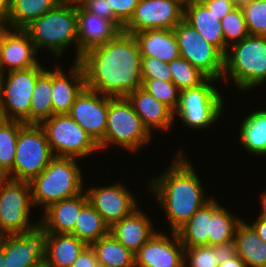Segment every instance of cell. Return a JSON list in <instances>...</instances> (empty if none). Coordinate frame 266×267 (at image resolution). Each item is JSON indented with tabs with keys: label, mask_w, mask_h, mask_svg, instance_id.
Listing matches in <instances>:
<instances>
[{
	"label": "cell",
	"mask_w": 266,
	"mask_h": 267,
	"mask_svg": "<svg viewBox=\"0 0 266 267\" xmlns=\"http://www.w3.org/2000/svg\"><path fill=\"white\" fill-rule=\"evenodd\" d=\"M213 252L218 260L219 265L231 259L236 255L234 242H228L220 245H212Z\"/></svg>",
	"instance_id": "46"
},
{
	"label": "cell",
	"mask_w": 266,
	"mask_h": 267,
	"mask_svg": "<svg viewBox=\"0 0 266 267\" xmlns=\"http://www.w3.org/2000/svg\"><path fill=\"white\" fill-rule=\"evenodd\" d=\"M141 59L134 35L120 31L105 44L86 51L79 62L87 88L110 97H126L143 85Z\"/></svg>",
	"instance_id": "1"
},
{
	"label": "cell",
	"mask_w": 266,
	"mask_h": 267,
	"mask_svg": "<svg viewBox=\"0 0 266 267\" xmlns=\"http://www.w3.org/2000/svg\"><path fill=\"white\" fill-rule=\"evenodd\" d=\"M180 56L208 78L220 80L224 73V55L208 43L196 29L182 20L174 29Z\"/></svg>",
	"instance_id": "12"
},
{
	"label": "cell",
	"mask_w": 266,
	"mask_h": 267,
	"mask_svg": "<svg viewBox=\"0 0 266 267\" xmlns=\"http://www.w3.org/2000/svg\"><path fill=\"white\" fill-rule=\"evenodd\" d=\"M224 56V73L238 90L247 91L266 81V36L248 35L231 45Z\"/></svg>",
	"instance_id": "5"
},
{
	"label": "cell",
	"mask_w": 266,
	"mask_h": 267,
	"mask_svg": "<svg viewBox=\"0 0 266 267\" xmlns=\"http://www.w3.org/2000/svg\"><path fill=\"white\" fill-rule=\"evenodd\" d=\"M0 267H6V259L3 249L0 247Z\"/></svg>",
	"instance_id": "54"
},
{
	"label": "cell",
	"mask_w": 266,
	"mask_h": 267,
	"mask_svg": "<svg viewBox=\"0 0 266 267\" xmlns=\"http://www.w3.org/2000/svg\"><path fill=\"white\" fill-rule=\"evenodd\" d=\"M6 116H5V113H4V109H3V105L0 101V125L3 124L5 121H6Z\"/></svg>",
	"instance_id": "53"
},
{
	"label": "cell",
	"mask_w": 266,
	"mask_h": 267,
	"mask_svg": "<svg viewBox=\"0 0 266 267\" xmlns=\"http://www.w3.org/2000/svg\"><path fill=\"white\" fill-rule=\"evenodd\" d=\"M9 28L4 33L0 51V65L5 73L37 66L35 55L38 54L34 43L24 29ZM5 68H8L7 70Z\"/></svg>",
	"instance_id": "18"
},
{
	"label": "cell",
	"mask_w": 266,
	"mask_h": 267,
	"mask_svg": "<svg viewBox=\"0 0 266 267\" xmlns=\"http://www.w3.org/2000/svg\"><path fill=\"white\" fill-rule=\"evenodd\" d=\"M172 162L165 173L151 181L149 189L164 209L172 231H176L211 198L204 197L200 179L183 153Z\"/></svg>",
	"instance_id": "2"
},
{
	"label": "cell",
	"mask_w": 266,
	"mask_h": 267,
	"mask_svg": "<svg viewBox=\"0 0 266 267\" xmlns=\"http://www.w3.org/2000/svg\"><path fill=\"white\" fill-rule=\"evenodd\" d=\"M71 267H99L94 249L87 245L73 262Z\"/></svg>",
	"instance_id": "45"
},
{
	"label": "cell",
	"mask_w": 266,
	"mask_h": 267,
	"mask_svg": "<svg viewBox=\"0 0 266 267\" xmlns=\"http://www.w3.org/2000/svg\"><path fill=\"white\" fill-rule=\"evenodd\" d=\"M241 222L240 218H235L227 209L221 206L211 216L208 246L234 242L237 226Z\"/></svg>",
	"instance_id": "35"
},
{
	"label": "cell",
	"mask_w": 266,
	"mask_h": 267,
	"mask_svg": "<svg viewBox=\"0 0 266 267\" xmlns=\"http://www.w3.org/2000/svg\"><path fill=\"white\" fill-rule=\"evenodd\" d=\"M133 35L142 57L158 58L165 63L180 57L174 30L150 29Z\"/></svg>",
	"instance_id": "25"
},
{
	"label": "cell",
	"mask_w": 266,
	"mask_h": 267,
	"mask_svg": "<svg viewBox=\"0 0 266 267\" xmlns=\"http://www.w3.org/2000/svg\"><path fill=\"white\" fill-rule=\"evenodd\" d=\"M86 246L71 234L46 233L45 266L71 267Z\"/></svg>",
	"instance_id": "27"
},
{
	"label": "cell",
	"mask_w": 266,
	"mask_h": 267,
	"mask_svg": "<svg viewBox=\"0 0 266 267\" xmlns=\"http://www.w3.org/2000/svg\"><path fill=\"white\" fill-rule=\"evenodd\" d=\"M63 1L70 2L72 4H79L83 0H63Z\"/></svg>",
	"instance_id": "55"
},
{
	"label": "cell",
	"mask_w": 266,
	"mask_h": 267,
	"mask_svg": "<svg viewBox=\"0 0 266 267\" xmlns=\"http://www.w3.org/2000/svg\"><path fill=\"white\" fill-rule=\"evenodd\" d=\"M109 233V226L103 221L100 214L89 204L81 209L71 235L84 241L87 245L98 241Z\"/></svg>",
	"instance_id": "33"
},
{
	"label": "cell",
	"mask_w": 266,
	"mask_h": 267,
	"mask_svg": "<svg viewBox=\"0 0 266 267\" xmlns=\"http://www.w3.org/2000/svg\"><path fill=\"white\" fill-rule=\"evenodd\" d=\"M54 157L43 128L25 124L18 133L12 179L30 182Z\"/></svg>",
	"instance_id": "8"
},
{
	"label": "cell",
	"mask_w": 266,
	"mask_h": 267,
	"mask_svg": "<svg viewBox=\"0 0 266 267\" xmlns=\"http://www.w3.org/2000/svg\"><path fill=\"white\" fill-rule=\"evenodd\" d=\"M220 207L221 205L211 198L175 231L183 247L208 245L211 216Z\"/></svg>",
	"instance_id": "26"
},
{
	"label": "cell",
	"mask_w": 266,
	"mask_h": 267,
	"mask_svg": "<svg viewBox=\"0 0 266 267\" xmlns=\"http://www.w3.org/2000/svg\"><path fill=\"white\" fill-rule=\"evenodd\" d=\"M70 78H67L65 73L56 68L52 71V115L68 114L76 97L86 87L85 74L82 64L79 61H74Z\"/></svg>",
	"instance_id": "20"
},
{
	"label": "cell",
	"mask_w": 266,
	"mask_h": 267,
	"mask_svg": "<svg viewBox=\"0 0 266 267\" xmlns=\"http://www.w3.org/2000/svg\"><path fill=\"white\" fill-rule=\"evenodd\" d=\"M142 88L154 96L158 101L163 102L173 111L179 105L180 90L172 81L159 79H142Z\"/></svg>",
	"instance_id": "38"
},
{
	"label": "cell",
	"mask_w": 266,
	"mask_h": 267,
	"mask_svg": "<svg viewBox=\"0 0 266 267\" xmlns=\"http://www.w3.org/2000/svg\"><path fill=\"white\" fill-rule=\"evenodd\" d=\"M187 260H189L187 265ZM218 267L219 263L211 246L184 247V267Z\"/></svg>",
	"instance_id": "40"
},
{
	"label": "cell",
	"mask_w": 266,
	"mask_h": 267,
	"mask_svg": "<svg viewBox=\"0 0 266 267\" xmlns=\"http://www.w3.org/2000/svg\"><path fill=\"white\" fill-rule=\"evenodd\" d=\"M73 157L55 156L47 167L30 181L32 203L43 206L83 193V176Z\"/></svg>",
	"instance_id": "4"
},
{
	"label": "cell",
	"mask_w": 266,
	"mask_h": 267,
	"mask_svg": "<svg viewBox=\"0 0 266 267\" xmlns=\"http://www.w3.org/2000/svg\"><path fill=\"white\" fill-rule=\"evenodd\" d=\"M151 137L126 97L109 96L105 137L98 144L101 150L108 147V144H118L133 153L148 144Z\"/></svg>",
	"instance_id": "6"
},
{
	"label": "cell",
	"mask_w": 266,
	"mask_h": 267,
	"mask_svg": "<svg viewBox=\"0 0 266 267\" xmlns=\"http://www.w3.org/2000/svg\"><path fill=\"white\" fill-rule=\"evenodd\" d=\"M218 267H246L244 261L236 254Z\"/></svg>",
	"instance_id": "48"
},
{
	"label": "cell",
	"mask_w": 266,
	"mask_h": 267,
	"mask_svg": "<svg viewBox=\"0 0 266 267\" xmlns=\"http://www.w3.org/2000/svg\"><path fill=\"white\" fill-rule=\"evenodd\" d=\"M138 2L139 0H108L109 8L124 25L134 14Z\"/></svg>",
	"instance_id": "43"
},
{
	"label": "cell",
	"mask_w": 266,
	"mask_h": 267,
	"mask_svg": "<svg viewBox=\"0 0 266 267\" xmlns=\"http://www.w3.org/2000/svg\"><path fill=\"white\" fill-rule=\"evenodd\" d=\"M261 214L259 216L266 218V191L261 195Z\"/></svg>",
	"instance_id": "52"
},
{
	"label": "cell",
	"mask_w": 266,
	"mask_h": 267,
	"mask_svg": "<svg viewBox=\"0 0 266 267\" xmlns=\"http://www.w3.org/2000/svg\"><path fill=\"white\" fill-rule=\"evenodd\" d=\"M24 125L18 120H6L0 125V177L12 179L18 133Z\"/></svg>",
	"instance_id": "34"
},
{
	"label": "cell",
	"mask_w": 266,
	"mask_h": 267,
	"mask_svg": "<svg viewBox=\"0 0 266 267\" xmlns=\"http://www.w3.org/2000/svg\"><path fill=\"white\" fill-rule=\"evenodd\" d=\"M6 267H33L45 261L46 231L38 225L29 232L0 236Z\"/></svg>",
	"instance_id": "14"
},
{
	"label": "cell",
	"mask_w": 266,
	"mask_h": 267,
	"mask_svg": "<svg viewBox=\"0 0 266 267\" xmlns=\"http://www.w3.org/2000/svg\"><path fill=\"white\" fill-rule=\"evenodd\" d=\"M24 30L34 43L36 51L47 48L53 55L61 57L64 50L76 42L78 61L77 4L61 1L55 8L32 21Z\"/></svg>",
	"instance_id": "3"
},
{
	"label": "cell",
	"mask_w": 266,
	"mask_h": 267,
	"mask_svg": "<svg viewBox=\"0 0 266 267\" xmlns=\"http://www.w3.org/2000/svg\"><path fill=\"white\" fill-rule=\"evenodd\" d=\"M61 1L63 0H11L10 10L4 22L10 29H24Z\"/></svg>",
	"instance_id": "29"
},
{
	"label": "cell",
	"mask_w": 266,
	"mask_h": 267,
	"mask_svg": "<svg viewBox=\"0 0 266 267\" xmlns=\"http://www.w3.org/2000/svg\"><path fill=\"white\" fill-rule=\"evenodd\" d=\"M52 71H45L37 78L30 106V124L40 125L52 116Z\"/></svg>",
	"instance_id": "32"
},
{
	"label": "cell",
	"mask_w": 266,
	"mask_h": 267,
	"mask_svg": "<svg viewBox=\"0 0 266 267\" xmlns=\"http://www.w3.org/2000/svg\"><path fill=\"white\" fill-rule=\"evenodd\" d=\"M218 81L208 78L198 87L180 91L179 105L174 111L181 122L190 128L202 129L218 121L223 113L222 96L210 82Z\"/></svg>",
	"instance_id": "9"
},
{
	"label": "cell",
	"mask_w": 266,
	"mask_h": 267,
	"mask_svg": "<svg viewBox=\"0 0 266 267\" xmlns=\"http://www.w3.org/2000/svg\"><path fill=\"white\" fill-rule=\"evenodd\" d=\"M11 0H0V21H4L9 13Z\"/></svg>",
	"instance_id": "49"
},
{
	"label": "cell",
	"mask_w": 266,
	"mask_h": 267,
	"mask_svg": "<svg viewBox=\"0 0 266 267\" xmlns=\"http://www.w3.org/2000/svg\"><path fill=\"white\" fill-rule=\"evenodd\" d=\"M85 87L76 97L68 115L99 144L105 137L109 96Z\"/></svg>",
	"instance_id": "15"
},
{
	"label": "cell",
	"mask_w": 266,
	"mask_h": 267,
	"mask_svg": "<svg viewBox=\"0 0 266 267\" xmlns=\"http://www.w3.org/2000/svg\"><path fill=\"white\" fill-rule=\"evenodd\" d=\"M126 98L150 134H152L151 129L166 130L172 127L171 124L175 119L174 111L142 87L129 93Z\"/></svg>",
	"instance_id": "22"
},
{
	"label": "cell",
	"mask_w": 266,
	"mask_h": 267,
	"mask_svg": "<svg viewBox=\"0 0 266 267\" xmlns=\"http://www.w3.org/2000/svg\"><path fill=\"white\" fill-rule=\"evenodd\" d=\"M184 4H186L187 2L191 1V0H181Z\"/></svg>",
	"instance_id": "58"
},
{
	"label": "cell",
	"mask_w": 266,
	"mask_h": 267,
	"mask_svg": "<svg viewBox=\"0 0 266 267\" xmlns=\"http://www.w3.org/2000/svg\"><path fill=\"white\" fill-rule=\"evenodd\" d=\"M184 16L181 0H139L123 32L134 34L150 29L173 30Z\"/></svg>",
	"instance_id": "13"
},
{
	"label": "cell",
	"mask_w": 266,
	"mask_h": 267,
	"mask_svg": "<svg viewBox=\"0 0 266 267\" xmlns=\"http://www.w3.org/2000/svg\"><path fill=\"white\" fill-rule=\"evenodd\" d=\"M234 244L236 254L244 261L246 267H266V242L243 220L237 226Z\"/></svg>",
	"instance_id": "28"
},
{
	"label": "cell",
	"mask_w": 266,
	"mask_h": 267,
	"mask_svg": "<svg viewBox=\"0 0 266 267\" xmlns=\"http://www.w3.org/2000/svg\"><path fill=\"white\" fill-rule=\"evenodd\" d=\"M130 192L119 183L100 188H90L85 193L89 204L110 228L115 222L137 209L136 199Z\"/></svg>",
	"instance_id": "16"
},
{
	"label": "cell",
	"mask_w": 266,
	"mask_h": 267,
	"mask_svg": "<svg viewBox=\"0 0 266 267\" xmlns=\"http://www.w3.org/2000/svg\"><path fill=\"white\" fill-rule=\"evenodd\" d=\"M240 142L253 155L266 156V109L250 113L240 126Z\"/></svg>",
	"instance_id": "31"
},
{
	"label": "cell",
	"mask_w": 266,
	"mask_h": 267,
	"mask_svg": "<svg viewBox=\"0 0 266 267\" xmlns=\"http://www.w3.org/2000/svg\"><path fill=\"white\" fill-rule=\"evenodd\" d=\"M88 203L86 193L49 205L39 225L46 233L71 234L81 209Z\"/></svg>",
	"instance_id": "21"
},
{
	"label": "cell",
	"mask_w": 266,
	"mask_h": 267,
	"mask_svg": "<svg viewBox=\"0 0 266 267\" xmlns=\"http://www.w3.org/2000/svg\"><path fill=\"white\" fill-rule=\"evenodd\" d=\"M183 20L196 29L208 43L215 46L224 55L221 20L210 12L200 0H191L184 4Z\"/></svg>",
	"instance_id": "24"
},
{
	"label": "cell",
	"mask_w": 266,
	"mask_h": 267,
	"mask_svg": "<svg viewBox=\"0 0 266 267\" xmlns=\"http://www.w3.org/2000/svg\"><path fill=\"white\" fill-rule=\"evenodd\" d=\"M171 235L174 240L156 232L135 253V267H184V247L175 231Z\"/></svg>",
	"instance_id": "17"
},
{
	"label": "cell",
	"mask_w": 266,
	"mask_h": 267,
	"mask_svg": "<svg viewBox=\"0 0 266 267\" xmlns=\"http://www.w3.org/2000/svg\"><path fill=\"white\" fill-rule=\"evenodd\" d=\"M3 75H5V74H4V72L2 71V69H1V65H0V85H1V82H2Z\"/></svg>",
	"instance_id": "56"
},
{
	"label": "cell",
	"mask_w": 266,
	"mask_h": 267,
	"mask_svg": "<svg viewBox=\"0 0 266 267\" xmlns=\"http://www.w3.org/2000/svg\"><path fill=\"white\" fill-rule=\"evenodd\" d=\"M79 5L87 12L97 14L111 21L120 31L123 30L124 24L114 15L109 8L108 0H83Z\"/></svg>",
	"instance_id": "42"
},
{
	"label": "cell",
	"mask_w": 266,
	"mask_h": 267,
	"mask_svg": "<svg viewBox=\"0 0 266 267\" xmlns=\"http://www.w3.org/2000/svg\"><path fill=\"white\" fill-rule=\"evenodd\" d=\"M40 126L54 156L84 158L100 150L99 145L68 114H54Z\"/></svg>",
	"instance_id": "10"
},
{
	"label": "cell",
	"mask_w": 266,
	"mask_h": 267,
	"mask_svg": "<svg viewBox=\"0 0 266 267\" xmlns=\"http://www.w3.org/2000/svg\"><path fill=\"white\" fill-rule=\"evenodd\" d=\"M141 72L142 79L172 81V75L168 63L162 62L158 58L142 57Z\"/></svg>",
	"instance_id": "41"
},
{
	"label": "cell",
	"mask_w": 266,
	"mask_h": 267,
	"mask_svg": "<svg viewBox=\"0 0 266 267\" xmlns=\"http://www.w3.org/2000/svg\"><path fill=\"white\" fill-rule=\"evenodd\" d=\"M251 226L257 232L258 236L266 242V218L258 216L256 221H254Z\"/></svg>",
	"instance_id": "47"
},
{
	"label": "cell",
	"mask_w": 266,
	"mask_h": 267,
	"mask_svg": "<svg viewBox=\"0 0 266 267\" xmlns=\"http://www.w3.org/2000/svg\"><path fill=\"white\" fill-rule=\"evenodd\" d=\"M45 71L42 64L28 69L10 71L2 78L0 101L7 120L30 124V106L37 78ZM6 79V80H5Z\"/></svg>",
	"instance_id": "11"
},
{
	"label": "cell",
	"mask_w": 266,
	"mask_h": 267,
	"mask_svg": "<svg viewBox=\"0 0 266 267\" xmlns=\"http://www.w3.org/2000/svg\"><path fill=\"white\" fill-rule=\"evenodd\" d=\"M29 181L0 177V236L29 232L39 225L29 224L32 205Z\"/></svg>",
	"instance_id": "7"
},
{
	"label": "cell",
	"mask_w": 266,
	"mask_h": 267,
	"mask_svg": "<svg viewBox=\"0 0 266 267\" xmlns=\"http://www.w3.org/2000/svg\"><path fill=\"white\" fill-rule=\"evenodd\" d=\"M78 61L93 47L113 39L120 30L109 20L85 11L77 4Z\"/></svg>",
	"instance_id": "19"
},
{
	"label": "cell",
	"mask_w": 266,
	"mask_h": 267,
	"mask_svg": "<svg viewBox=\"0 0 266 267\" xmlns=\"http://www.w3.org/2000/svg\"><path fill=\"white\" fill-rule=\"evenodd\" d=\"M221 26L224 37V56L229 49L227 47L240 42L250 35L242 8H234L230 13L225 15L221 19Z\"/></svg>",
	"instance_id": "37"
},
{
	"label": "cell",
	"mask_w": 266,
	"mask_h": 267,
	"mask_svg": "<svg viewBox=\"0 0 266 267\" xmlns=\"http://www.w3.org/2000/svg\"><path fill=\"white\" fill-rule=\"evenodd\" d=\"M242 11L250 35L266 36V0H251Z\"/></svg>",
	"instance_id": "39"
},
{
	"label": "cell",
	"mask_w": 266,
	"mask_h": 267,
	"mask_svg": "<svg viewBox=\"0 0 266 267\" xmlns=\"http://www.w3.org/2000/svg\"><path fill=\"white\" fill-rule=\"evenodd\" d=\"M99 267H135V254L126 249L110 232L91 244Z\"/></svg>",
	"instance_id": "30"
},
{
	"label": "cell",
	"mask_w": 266,
	"mask_h": 267,
	"mask_svg": "<svg viewBox=\"0 0 266 267\" xmlns=\"http://www.w3.org/2000/svg\"><path fill=\"white\" fill-rule=\"evenodd\" d=\"M33 267H46V266H45V263L42 262L41 264L35 265V266H33Z\"/></svg>",
	"instance_id": "57"
},
{
	"label": "cell",
	"mask_w": 266,
	"mask_h": 267,
	"mask_svg": "<svg viewBox=\"0 0 266 267\" xmlns=\"http://www.w3.org/2000/svg\"><path fill=\"white\" fill-rule=\"evenodd\" d=\"M168 65L172 75V82L180 91L198 87L208 79L204 73L181 56L172 60Z\"/></svg>",
	"instance_id": "36"
},
{
	"label": "cell",
	"mask_w": 266,
	"mask_h": 267,
	"mask_svg": "<svg viewBox=\"0 0 266 267\" xmlns=\"http://www.w3.org/2000/svg\"><path fill=\"white\" fill-rule=\"evenodd\" d=\"M8 25L4 21H0V51H1V45L4 38V33L9 29Z\"/></svg>",
	"instance_id": "50"
},
{
	"label": "cell",
	"mask_w": 266,
	"mask_h": 267,
	"mask_svg": "<svg viewBox=\"0 0 266 267\" xmlns=\"http://www.w3.org/2000/svg\"><path fill=\"white\" fill-rule=\"evenodd\" d=\"M209 10L214 13L218 19H222L230 13L235 7L230 0H200Z\"/></svg>",
	"instance_id": "44"
},
{
	"label": "cell",
	"mask_w": 266,
	"mask_h": 267,
	"mask_svg": "<svg viewBox=\"0 0 266 267\" xmlns=\"http://www.w3.org/2000/svg\"><path fill=\"white\" fill-rule=\"evenodd\" d=\"M109 232L134 254L156 233L147 215L139 208L115 222Z\"/></svg>",
	"instance_id": "23"
},
{
	"label": "cell",
	"mask_w": 266,
	"mask_h": 267,
	"mask_svg": "<svg viewBox=\"0 0 266 267\" xmlns=\"http://www.w3.org/2000/svg\"><path fill=\"white\" fill-rule=\"evenodd\" d=\"M251 0H230V3L235 8H243L245 5H247Z\"/></svg>",
	"instance_id": "51"
}]
</instances>
